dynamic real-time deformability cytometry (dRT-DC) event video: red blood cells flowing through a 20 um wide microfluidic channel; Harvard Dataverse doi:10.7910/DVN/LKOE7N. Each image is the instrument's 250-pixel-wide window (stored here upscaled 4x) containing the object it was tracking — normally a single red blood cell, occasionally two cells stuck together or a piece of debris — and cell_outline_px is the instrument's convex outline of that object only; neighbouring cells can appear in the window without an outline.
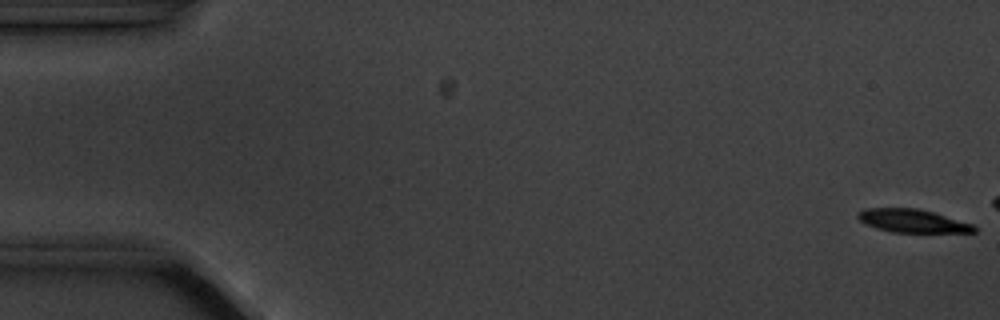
{"species": "common noctule bat (a hibernating species)", "species_latin": "Nyctalus noctula", "temperature_condition": "cold", "stored_images_in_passage": 4, "camera_frame_rate_fps": 3000, "um_per_image_px": 0.085, "animal": {"sex": "male", "body_mass_g": 20.1, "forearm_length_mm": 53.5}, "frame": {"image": 1, "passage_image": 1, "time_ms": 0.0, "image_size_px": [1000, 320], "cell_outline_px": [[976, 232], [892, 232], [876, 228], [864, 224], [856, 216], [864, 208], [916, 208], [932, 212], [972, 224], [976, 228]], "centroid_in_image_um": [77.51, 18.77], "position_along_channel_um": 7.5, "area_um2": 15.49}}